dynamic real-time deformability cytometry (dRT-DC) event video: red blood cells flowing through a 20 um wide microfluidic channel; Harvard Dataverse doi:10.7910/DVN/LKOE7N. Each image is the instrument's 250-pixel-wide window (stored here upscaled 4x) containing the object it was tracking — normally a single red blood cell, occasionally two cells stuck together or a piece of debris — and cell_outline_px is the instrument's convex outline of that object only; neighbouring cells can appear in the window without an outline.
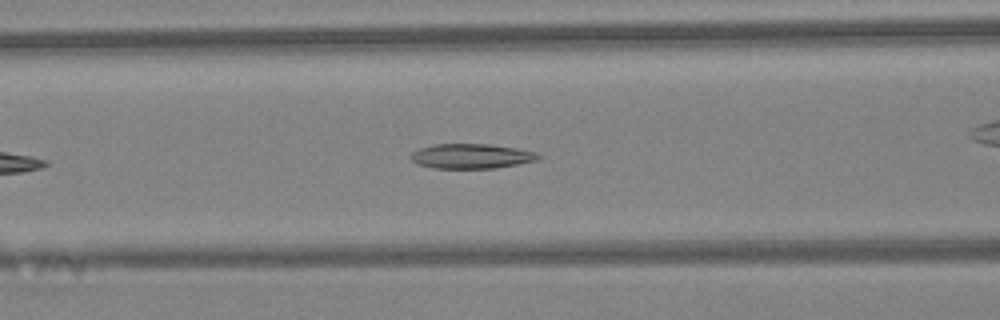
{"species": "Egyptian fruit bat (a non-hibernating species)", "species_latin": "Rousettus aegyptiacus", "temperature_condition": "warm", "stored_images_in_passage": 21, "camera_frame_rate_fps": 3000, "um_per_image_px": 0.085, "animal": {"sex": "female"}, "frame": {"image": 1, "passage_image": 7, "time_ms": 2.0, "image_size_px": [1000, 320], "cell_outline_px": [[540, 156], [536, 160], [496, 168], [432, 168], [416, 164], [408, 156], [412, 152], [420, 148], [432, 144], [488, 144], [516, 148], [536, 152]], "centroid_in_image_um": [39.99, 13.27], "position_along_channel_um": 126.6, "area_um2": 18.38}}
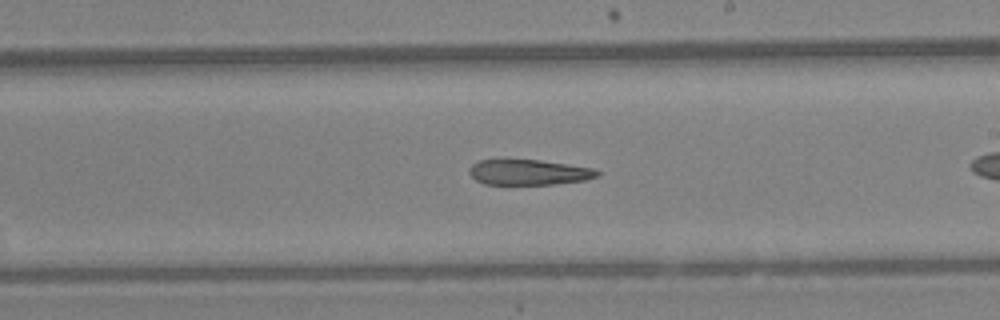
{"frame": {"image": 2, "passage_image": 12, "time_ms": 3.667, "image_size_px": [1000, 320], "cell_outline_px": [[600, 172], [596, 176], [584, 180], [552, 184], [484, 184], [476, 180], [468, 172], [468, 168], [472, 164], [480, 160], [540, 160], [592, 168]], "centroid_in_image_um": [44.89, 14.64], "position_along_channel_um": 244.1, "area_um2": 18.67}}
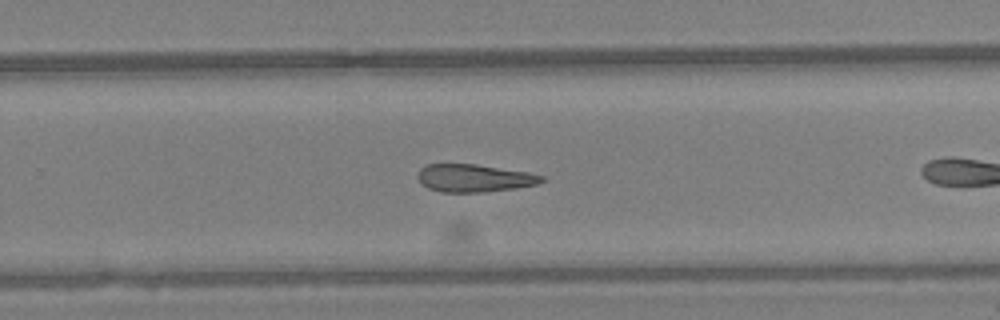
{"frame": {"image": 3, "passage_image": 15, "time_ms": 4.667, "image_size_px": [1000, 320], "cell_outline_px": [[544, 180], [536, 184], [516, 188], [480, 192], [440, 192], [428, 188], [416, 176], [420, 168], [428, 164], [476, 164], [528, 172], [544, 176]], "centroid_in_image_um": [40.29, 15.13], "position_along_channel_um": 289.5, "area_um2": 19.88}}